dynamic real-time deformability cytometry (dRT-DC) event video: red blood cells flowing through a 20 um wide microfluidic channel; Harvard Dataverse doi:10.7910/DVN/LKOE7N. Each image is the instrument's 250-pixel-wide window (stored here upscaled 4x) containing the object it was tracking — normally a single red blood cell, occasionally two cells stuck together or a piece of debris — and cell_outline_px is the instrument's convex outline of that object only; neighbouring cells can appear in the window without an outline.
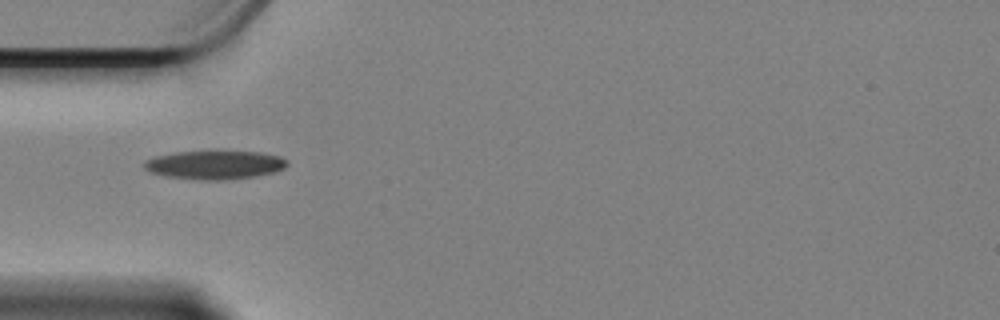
{"species": "Egyptian fruit bat (a non-hibernating species)", "species_latin": "Rousettus aegyptiacus", "temperature_condition": "cold", "stored_images_in_passage": 25, "camera_frame_rate_fps": 3000, "um_per_image_px": 0.085, "animal": {"sex": "female"}, "frame": {"image": 1, "passage_image": 1, "time_ms": 0.0, "image_size_px": [1000, 320], "cell_outline_px": [[288, 164], [284, 168], [272, 172], [252, 176], [224, 180], [200, 180], [164, 176], [152, 172], [144, 168], [144, 164], [148, 160], [156, 156], [176, 152], [260, 152], [280, 156], [288, 160]], "centroid_in_image_um": [18.27, 14.02], "position_along_channel_um": 66.7, "area_um2": 23.41}}
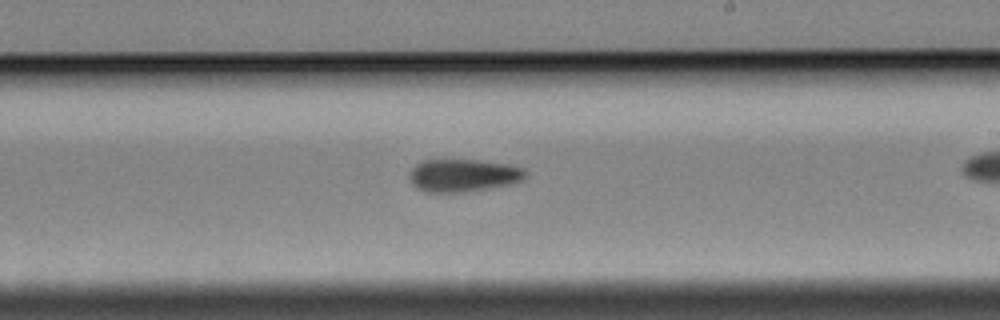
{"frame": {"image": 2, "passage_image": 13, "time_ms": 4.0, "image_size_px": [1000, 320], "cell_outline_px": [[528, 176], [524, 180], [512, 184], [464, 192], [424, 192], [416, 188], [412, 184], [408, 176], [412, 168], [416, 164], [424, 160], [480, 160], [512, 164], [524, 168], [528, 172]], "centroid_in_image_um": [39.43, 14.9], "position_along_channel_um": 249.6, "area_um2": 22.54}}
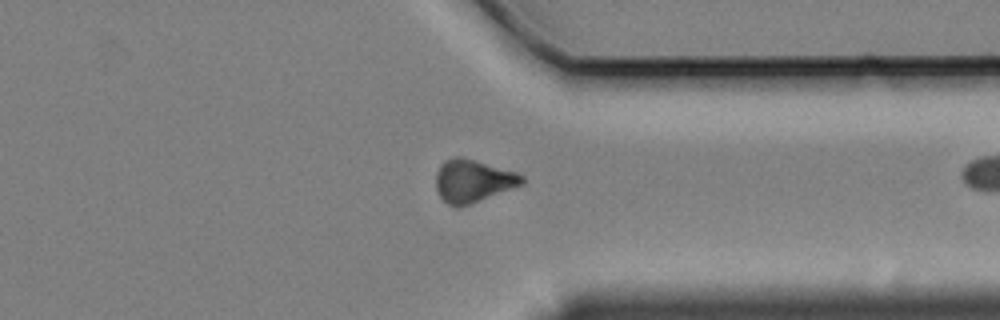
{"frame": {"image": 3, "passage_image": 24, "time_ms": 7.667, "image_size_px": [1000, 320], "cell_outline_px": [[524, 184], [460, 208], [456, 208], [448, 204], [440, 196], [436, 188], [436, 172], [440, 164], [444, 160], [456, 156], [460, 156], [516, 172], [524, 176]], "centroid_in_image_um": [40.18, 15.39], "position_along_channel_um": 371.2, "area_um2": 21.5}}